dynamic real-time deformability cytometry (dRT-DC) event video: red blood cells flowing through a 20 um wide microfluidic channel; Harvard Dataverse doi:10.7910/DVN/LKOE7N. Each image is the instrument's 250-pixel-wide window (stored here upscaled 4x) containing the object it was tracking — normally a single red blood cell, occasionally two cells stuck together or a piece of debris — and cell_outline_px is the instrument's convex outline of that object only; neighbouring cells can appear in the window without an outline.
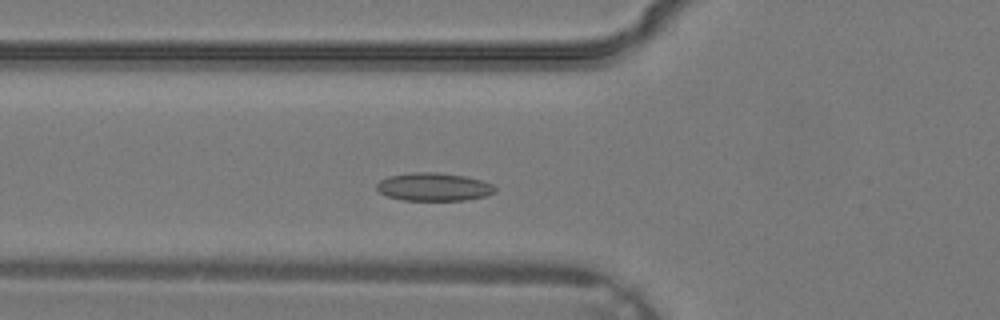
{"species": "common noctule bat (a hibernating species)", "species_latin": "Nyctalus noctula", "temperature_condition": "warm", "stored_images_in_passage": 21, "camera_frame_rate_fps": 3000, "um_per_image_px": 0.085, "animal": {"sex": "male", "body_mass_g": 19.2, "forearm_length_mm": 51.8}, "frame": {"image": 1, "passage_image": 5, "time_ms": 1.333, "image_size_px": [1000, 320], "cell_outline_px": [[496, 192], [484, 196], [464, 200], [404, 200], [388, 196], [380, 192], [376, 188], [376, 184], [380, 180], [388, 176], [412, 172], [436, 172], [464, 176], [484, 180], [492, 184], [496, 188]], "centroid_in_image_um": [36.88, 15.87], "position_along_channel_um": 88.9, "area_um2": 19.36}}
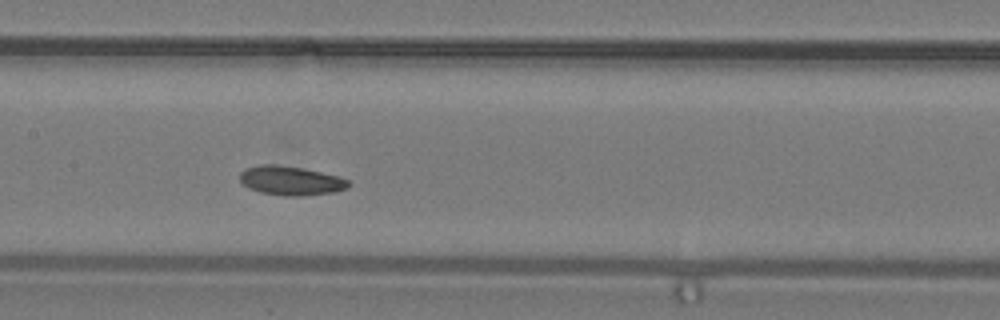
{"frame": {"image": 2, "passage_image": 10, "time_ms": 3.0, "image_size_px": [1000, 320], "cell_outline_px": [[352, 184], [348, 188], [336, 192], [304, 196], [284, 196], [260, 192], [248, 188], [240, 180], [240, 172], [244, 168], [260, 164], [276, 164], [304, 168], [340, 176], [348, 180]], "centroid_in_image_um": [24.75, 15.35], "position_along_channel_um": 182.7, "area_um2": 18.84}}
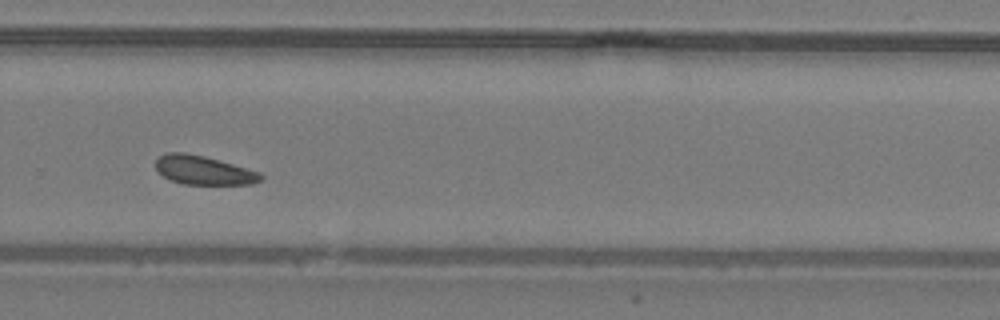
{"frame": {"image": 3, "passage_image": 17, "time_ms": 5.333, "image_size_px": [1000, 320], "cell_outline_px": [[264, 180], [252, 184], [184, 184], [172, 180], [164, 176], [156, 168], [156, 160], [160, 156], [168, 152], [184, 152], [204, 156], [260, 172], [264, 176]], "centroid_in_image_um": [17.34, 14.47], "position_along_channel_um": 312.5, "area_um2": 17.51}}